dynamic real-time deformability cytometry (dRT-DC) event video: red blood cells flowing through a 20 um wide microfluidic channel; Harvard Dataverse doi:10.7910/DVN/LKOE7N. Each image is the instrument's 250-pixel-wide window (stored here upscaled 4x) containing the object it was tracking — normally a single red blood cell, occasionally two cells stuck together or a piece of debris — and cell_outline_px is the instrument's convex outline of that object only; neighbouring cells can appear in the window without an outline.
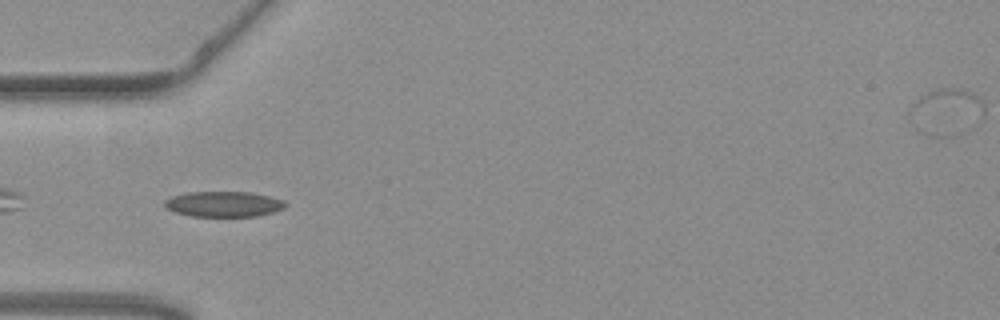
{"species": "common noctule bat (a hibernating species)", "species_latin": "Nyctalus noctula", "temperature_condition": "warm", "stored_images_in_passage": 38, "camera_frame_rate_fps": 3000, "um_per_image_px": 0.085, "animal": {"sex": "female", "body_mass_g": 19.3, "forearm_length_mm": 54.1}, "frame": {"image": 1, "passage_image": 2, "time_ms": 0.333, "image_size_px": [1000, 320], "cell_outline_px": [[288, 204], [284, 208], [272, 212], [256, 216], [192, 216], [176, 212], [164, 208], [164, 200], [172, 196], [188, 192], [248, 192], [268, 196], [284, 200]], "centroid_in_image_um": [18.99, 17.34], "position_along_channel_um": 66.0, "area_um2": 17.86}}
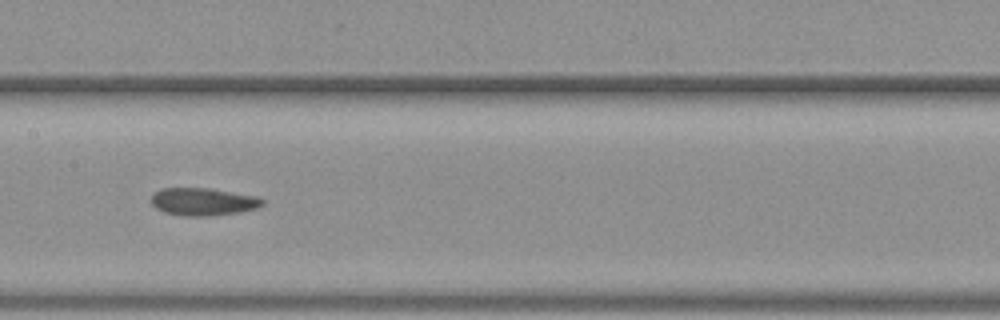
{"frame": {"image": 2, "passage_image": 12, "time_ms": 3.667, "image_size_px": [1000, 320], "cell_outline_px": [[264, 204], [256, 208], [240, 212], [212, 216], [180, 216], [164, 212], [156, 208], [152, 204], [152, 196], [160, 188], [208, 188], [256, 196], [264, 200]], "centroid_in_image_um": [17.26, 17.15], "position_along_channel_um": 190.1, "area_um2": 17.92}}
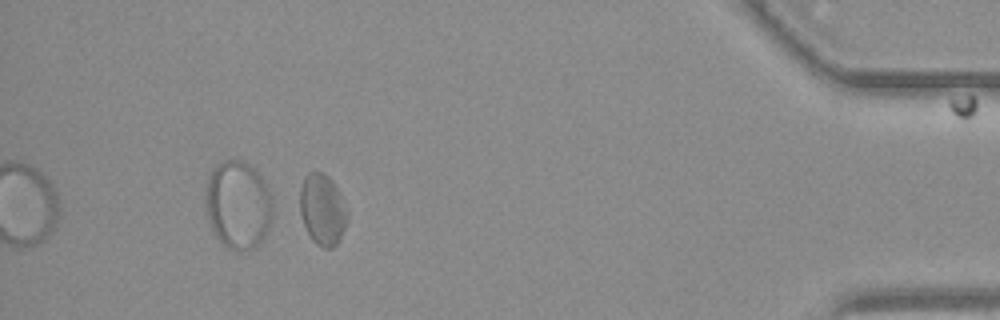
{"frame": {"image": 3, "passage_image": 34, "time_ms": 11.0, "image_size_px": [1000, 320], "cell_outline_px": [[348, 220], [336, 244], [332, 248], [324, 248], [316, 244], [312, 240], [300, 216], [300, 188], [304, 176], [308, 172], [324, 172], [332, 180], [340, 192], [348, 212]], "centroid_in_image_um": [27.41, 17.79], "position_along_channel_um": 407.8, "area_um2": 19.77}, "authors_computed_cell_mechanics": {"area_um2": 18.1781, "velocity_mm_per_s": 3.7386, "shape_relaxation_time_tau1_ms": 6.5734, "shape_relaxation_time_tau2_ms": 5.3055, "deformation_change_tau1": 0.1038, "deformation_change_tau2": 0.0926}}